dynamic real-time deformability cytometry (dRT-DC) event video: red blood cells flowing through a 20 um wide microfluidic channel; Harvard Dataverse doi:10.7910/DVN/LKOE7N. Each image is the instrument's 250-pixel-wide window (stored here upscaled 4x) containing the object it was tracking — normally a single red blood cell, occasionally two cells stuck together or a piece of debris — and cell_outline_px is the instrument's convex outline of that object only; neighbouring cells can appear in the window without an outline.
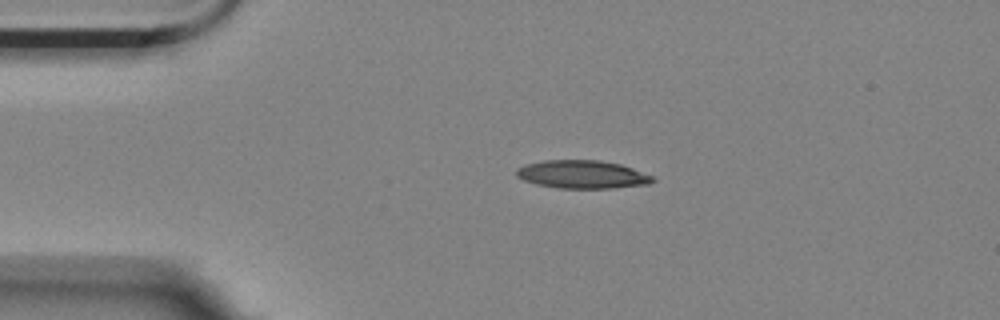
{"species": "Egyptian fruit bat (a non-hibernating species)", "species_latin": "Rousettus aegyptiacus", "temperature_condition": "room temperature", "stored_images_in_passage": 3, "camera_frame_rate_fps": 3000, "um_per_image_px": 0.085, "animal": {"sex": "female"}, "frame": {"image": 1, "passage_image": 2, "time_ms": 0.333, "image_size_px": [1000, 320], "cell_outline_px": [[656, 180], [648, 184], [616, 188], [560, 188], [536, 184], [524, 180], [516, 176], [516, 168], [524, 164], [544, 160], [600, 160], [620, 164], [632, 168], [652, 176]], "centroid_in_image_um": [49.47, 14.82], "position_along_channel_um": 35.5, "area_um2": 22.37}}